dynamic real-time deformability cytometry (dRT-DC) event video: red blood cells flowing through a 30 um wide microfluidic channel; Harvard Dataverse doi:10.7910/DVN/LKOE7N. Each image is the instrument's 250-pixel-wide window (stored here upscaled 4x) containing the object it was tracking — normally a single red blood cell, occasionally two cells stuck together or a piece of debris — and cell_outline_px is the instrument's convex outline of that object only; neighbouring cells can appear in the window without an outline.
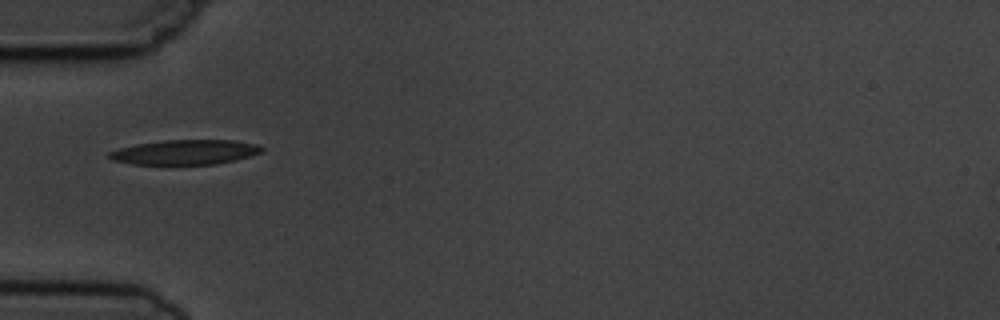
{"species": "common noctule bat (a hibernating species)", "species_latin": "Nyctalus noctula", "temperature_condition": "cold", "stored_images_in_passage": 3, "camera_frame_rate_fps": 3000, "um_per_image_px": 0.085, "animal": {"sex": "male", "body_mass_g": 19.5, "forearm_length_mm": 54.6}, "frame": {"image": 1, "passage_image": 1, "time_ms": 0.0, "image_size_px": [1000, 320], "cell_outline_px": [[264, 152], [236, 160], [216, 164], [132, 164], [112, 160], [108, 156], [108, 152], [120, 148], [136, 144], [164, 140], [236, 140], [256, 144], [264, 148]], "centroid_in_image_um": [15.77, 12.93], "position_along_channel_um": 69.2, "area_um2": 22.08}}
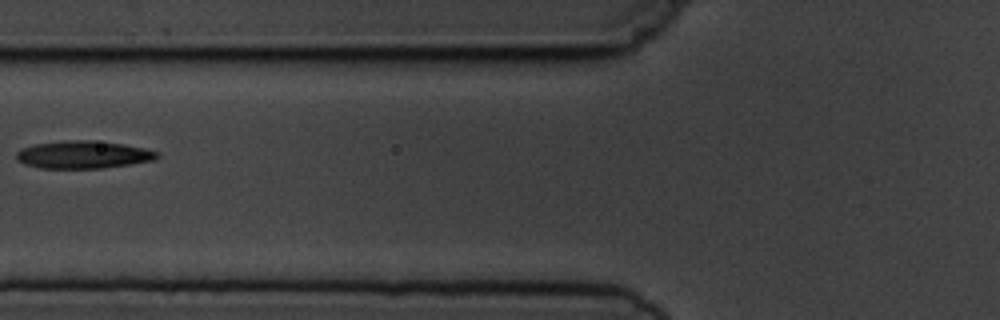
{"frame": {"image": 2, "passage_image": 2, "time_ms": 1.333, "image_size_px": [1000, 320], "cell_outline_px": [[160, 156], [156, 160], [100, 168], [36, 168], [24, 164], [16, 160], [16, 152], [20, 148], [36, 144], [64, 140], [92, 140], [124, 144], [144, 148], [160, 152]], "centroid_in_image_um": [7.06, 13.14], "position_along_channel_um": 118.7, "area_um2": 22.83}}
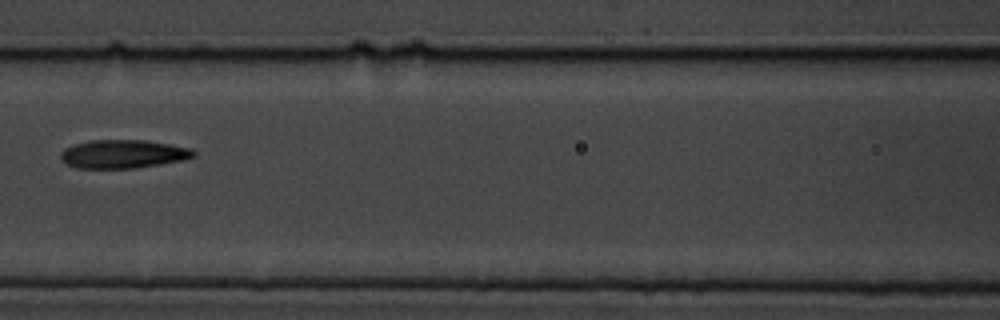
{"frame": {"image": 3, "passage_image": 3, "time_ms": 2.333, "image_size_px": [1000, 320], "cell_outline_px": [[196, 156], [184, 160], [136, 168], [76, 168], [68, 164], [60, 156], [60, 152], [64, 148], [72, 144], [88, 140], [144, 140], [192, 148], [196, 152]], "centroid_in_image_um": [10.47, 13.08], "position_along_channel_um": 156.1, "area_um2": 22.14}}